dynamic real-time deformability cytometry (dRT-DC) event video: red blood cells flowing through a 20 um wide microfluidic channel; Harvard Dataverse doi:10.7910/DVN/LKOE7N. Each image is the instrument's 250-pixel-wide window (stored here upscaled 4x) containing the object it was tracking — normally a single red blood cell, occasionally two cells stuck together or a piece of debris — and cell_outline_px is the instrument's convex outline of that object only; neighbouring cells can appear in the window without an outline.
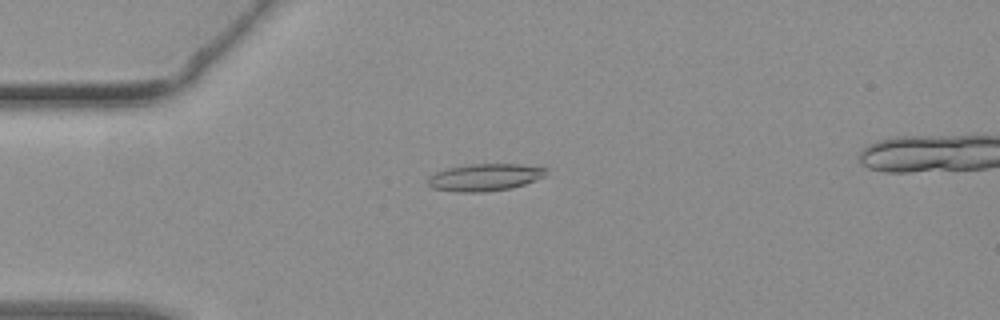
{"species": "common noctule bat (a hibernating species)", "species_latin": "Nyctalus noctula", "temperature_condition": "warm", "stored_images_in_passage": 41, "camera_frame_rate_fps": 3000, "um_per_image_px": 0.085, "animal": {"sex": "female", "body_mass_g": 19.3, "forearm_length_mm": 54.1}, "frame": {"image": 1, "passage_image": 12, "time_ms": 3.667, "image_size_px": [1000, 320], "cell_outline_px": [[548, 176], [512, 188], [484, 192], [464, 192], [432, 188], [428, 184], [428, 176], [436, 172], [448, 168], [472, 164], [520, 164], [548, 168]], "centroid_in_image_um": [41.27, 15.06], "position_along_channel_um": 43.7, "area_um2": 18.79}}
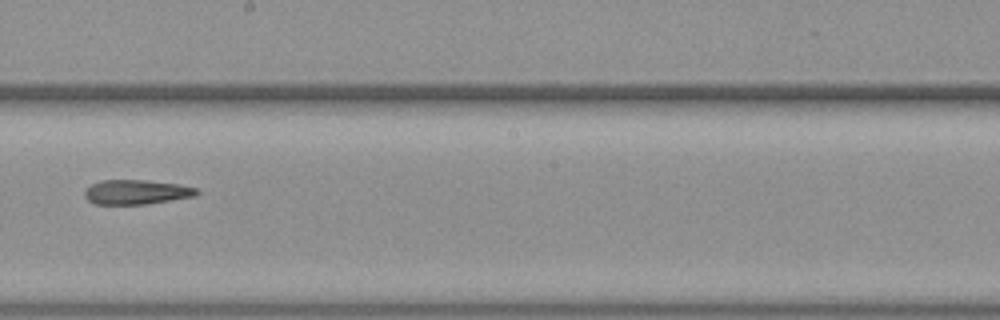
{"frame": {"image": 2, "passage_image": 26, "time_ms": 8.333, "image_size_px": [1000, 320], "cell_outline_px": [[200, 192], [196, 196], [144, 204], [96, 204], [88, 200], [84, 196], [84, 192], [92, 184], [100, 180], [144, 180], [180, 184], [196, 188]], "centroid_in_image_um": [11.61, 16.32], "position_along_channel_um": 236.6, "area_um2": 15.95}}
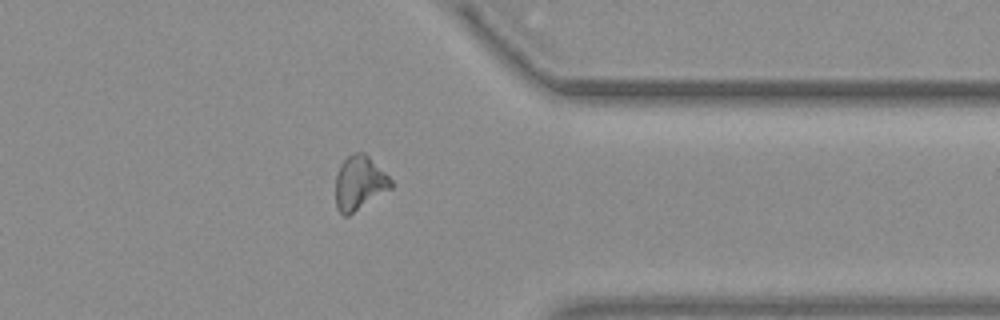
{"frame": {"image": 3, "passage_image": 36, "time_ms": 11.667, "image_size_px": [1000, 320], "cell_outline_px": [[392, 188], [348, 216], [344, 216], [336, 208], [336, 176], [340, 164], [352, 152], [364, 152], [392, 180]], "centroid_in_image_um": [30.54, 15.56], "position_along_channel_um": 380.9, "area_um2": 17.34}}